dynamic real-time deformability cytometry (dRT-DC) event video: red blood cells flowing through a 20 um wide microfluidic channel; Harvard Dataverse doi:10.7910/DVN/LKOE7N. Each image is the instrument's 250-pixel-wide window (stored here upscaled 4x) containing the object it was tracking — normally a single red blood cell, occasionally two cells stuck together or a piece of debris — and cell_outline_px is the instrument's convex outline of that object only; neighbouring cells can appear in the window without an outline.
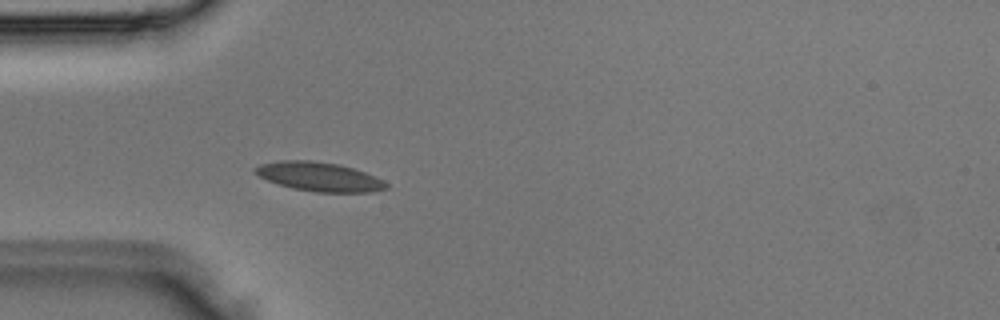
{"species": "Egyptian fruit bat (a non-hibernating species)", "species_latin": "Rousettus aegyptiacus", "temperature_condition": "room temperature", "stored_images_in_passage": 3, "camera_frame_rate_fps": 3000, "um_per_image_px": 0.085, "animal": {"sex": "male"}, "frame": {"image": 1, "passage_image": 3, "time_ms": 0.667, "image_size_px": [1000, 320], "cell_outline_px": [[388, 188], [372, 192], [316, 192], [292, 188], [268, 180], [260, 176], [252, 168], [260, 164], [280, 160], [312, 160], [340, 164], [364, 172], [388, 184]], "centroid_in_image_um": [27.11, 15.01], "position_along_channel_um": 57.9, "area_um2": 21.96}}